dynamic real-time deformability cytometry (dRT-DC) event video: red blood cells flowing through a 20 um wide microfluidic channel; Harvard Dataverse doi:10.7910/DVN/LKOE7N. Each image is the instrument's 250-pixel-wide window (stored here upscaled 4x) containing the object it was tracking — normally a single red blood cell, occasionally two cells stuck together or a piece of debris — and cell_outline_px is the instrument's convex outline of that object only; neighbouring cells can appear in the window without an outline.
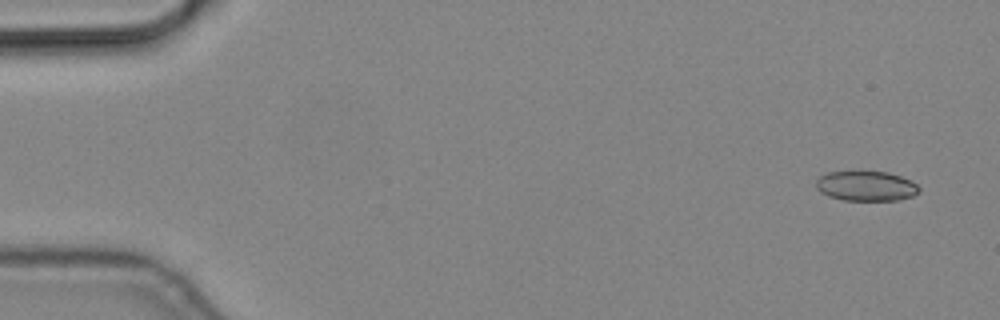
{"species": "common noctule bat (a hibernating species)", "species_latin": "Nyctalus noctula", "temperature_condition": "cold", "stored_images_in_passage": 4, "camera_frame_rate_fps": 3000, "um_per_image_px": 0.085, "animal": {"sex": "male", "body_mass_g": 19.2, "forearm_length_mm": 51.8}, "frame": {"image": 1, "passage_image": 1, "time_ms": 0.0, "image_size_px": [1000, 320], "cell_outline_px": [[920, 192], [912, 196], [900, 200], [844, 200], [828, 196], [820, 192], [816, 188], [816, 180], [820, 176], [828, 172], [856, 168], [888, 172], [912, 180], [920, 188]], "centroid_in_image_um": [73.6, 15.76], "position_along_channel_um": 11.4, "area_um2": 18.84}}